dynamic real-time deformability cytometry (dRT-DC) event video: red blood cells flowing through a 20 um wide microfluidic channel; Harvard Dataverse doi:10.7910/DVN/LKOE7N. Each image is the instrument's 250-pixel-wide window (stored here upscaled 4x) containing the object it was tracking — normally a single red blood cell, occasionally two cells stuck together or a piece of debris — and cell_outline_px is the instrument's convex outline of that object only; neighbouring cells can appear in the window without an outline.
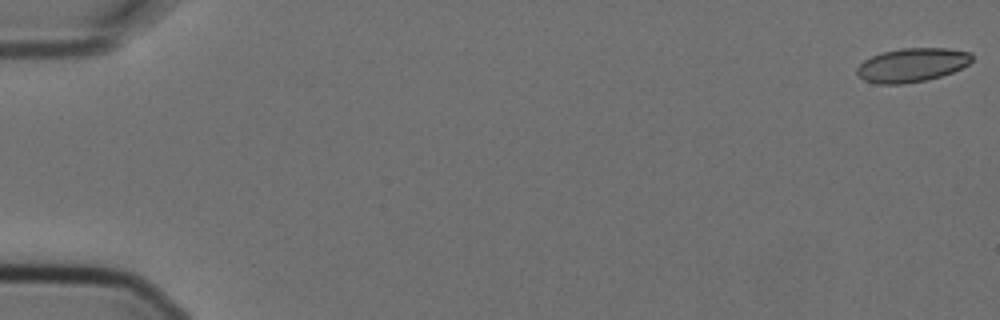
{"species": "Egyptian fruit bat (a non-hibernating species)", "species_latin": "Rousettus aegyptiacus", "temperature_condition": "cold", "stored_images_in_passage": 7, "camera_frame_rate_fps": 3000, "um_per_image_px": 0.085, "animal": {"sex": "female"}, "frame": {"image": 1, "passage_image": 1, "time_ms": 0.0, "image_size_px": [1000, 320], "cell_outline_px": [[972, 60], [968, 64], [952, 72], [940, 76], [924, 80], [904, 84], [876, 84], [864, 80], [856, 72], [856, 68], [864, 60], [872, 56], [884, 52], [900, 48], [948, 48], [972, 52]], "centroid_in_image_um": [77.52, 5.52], "position_along_channel_um": 7.5, "area_um2": 22.6}}
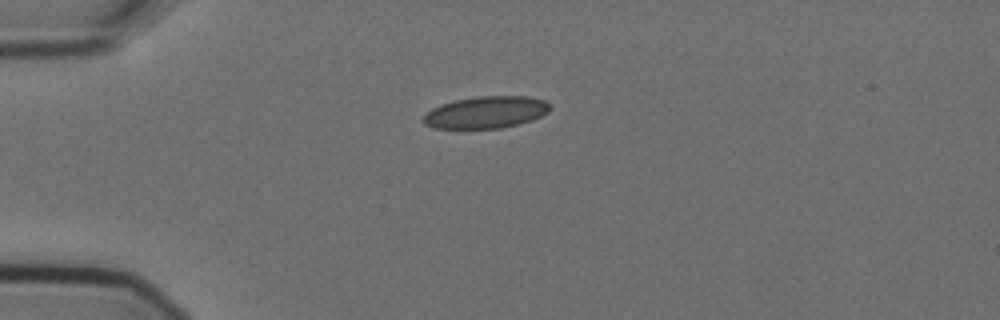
{"frame": {"image": 2, "passage_image": 5, "time_ms": 1.333, "image_size_px": [1000, 320], "cell_outline_px": [[552, 108], [548, 112], [532, 120], [500, 128], [432, 128], [424, 124], [420, 120], [432, 108], [456, 100], [476, 96], [528, 96], [544, 100]], "centroid_in_image_um": [41.3, 9.54], "position_along_channel_um": 43.7, "area_um2": 23.47}}
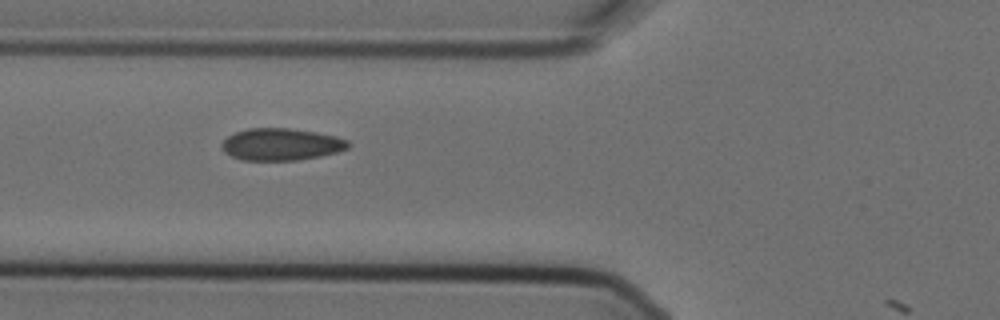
{"frame": {"image": 3, "passage_image": 7, "time_ms": 2.0, "image_size_px": [1000, 320], "cell_outline_px": [[348, 148], [336, 152], [320, 156], [296, 160], [244, 160], [232, 156], [224, 152], [220, 144], [228, 136], [236, 132], [248, 128], [288, 128], [316, 132], [336, 136], [348, 140]], "centroid_in_image_um": [23.88, 12.26], "position_along_channel_um": 101.9, "area_um2": 23.47}}